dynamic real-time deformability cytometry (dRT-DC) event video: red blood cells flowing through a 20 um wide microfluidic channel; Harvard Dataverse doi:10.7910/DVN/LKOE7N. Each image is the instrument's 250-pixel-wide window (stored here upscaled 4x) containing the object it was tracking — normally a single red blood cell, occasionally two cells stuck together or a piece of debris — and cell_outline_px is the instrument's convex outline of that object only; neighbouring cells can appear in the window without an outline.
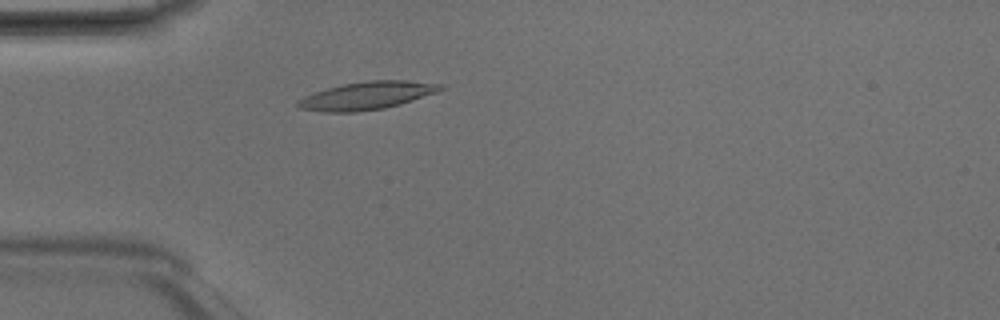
{"species": "Egyptian fruit bat (a non-hibernating species)", "species_latin": "Rousettus aegyptiacus", "temperature_condition": "room temperature", "stored_images_in_passage": 1, "camera_frame_rate_fps": 3000, "um_per_image_px": 0.085, "animal": {"sex": "male"}, "frame": {"image": 1, "passage_image": 1, "time_ms": 0.0, "image_size_px": [1000, 320], "cell_outline_px": [[448, 88], [400, 104], [384, 108], [356, 112], [320, 112], [296, 108], [296, 100], [304, 96], [328, 88], [344, 84], [368, 80], [408, 80], [444, 84]], "centroid_in_image_um": [31.18, 8.13], "position_along_channel_um": 53.8, "area_um2": 23.29}}